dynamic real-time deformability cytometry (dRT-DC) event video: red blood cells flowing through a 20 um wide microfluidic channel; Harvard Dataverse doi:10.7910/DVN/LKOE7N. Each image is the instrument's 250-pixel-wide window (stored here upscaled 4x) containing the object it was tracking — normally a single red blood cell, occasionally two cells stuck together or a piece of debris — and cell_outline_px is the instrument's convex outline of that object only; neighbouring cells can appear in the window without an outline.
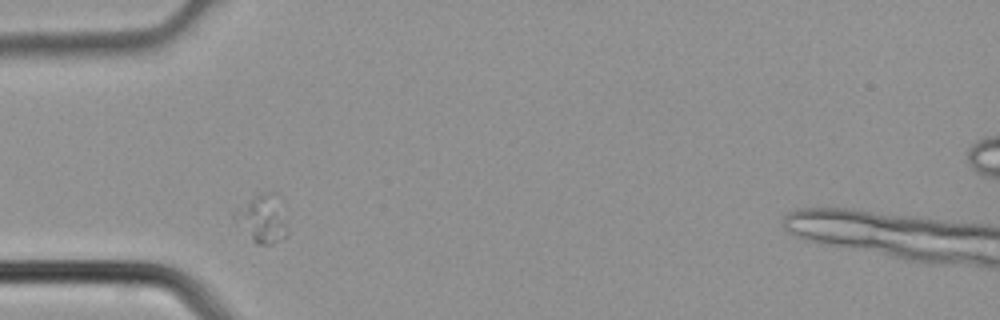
{"species": "common noctule bat (a hibernating species)", "species_latin": "Nyctalus noctula", "temperature_condition": "cold", "stored_images_in_passage": 2, "camera_frame_rate_fps": 3000, "um_per_image_px": 0.085, "animal": {"sex": "male", "body_mass_g": 21.5, "forearm_length_mm": 52.0}, "frame": {"image": 1, "passage_image": 1, "time_ms": 0.0, "image_size_px": [1000, 320], "cell_outline_px": [[288, 232], [284, 236], [272, 244], [256, 244], [252, 240], [232, 216], [232, 208], [252, 196], [260, 192], [276, 192], [284, 200], [288, 228]], "centroid_in_image_um": [22.32, 18.49], "position_along_channel_um": 62.7, "area_um2": 15.61}}